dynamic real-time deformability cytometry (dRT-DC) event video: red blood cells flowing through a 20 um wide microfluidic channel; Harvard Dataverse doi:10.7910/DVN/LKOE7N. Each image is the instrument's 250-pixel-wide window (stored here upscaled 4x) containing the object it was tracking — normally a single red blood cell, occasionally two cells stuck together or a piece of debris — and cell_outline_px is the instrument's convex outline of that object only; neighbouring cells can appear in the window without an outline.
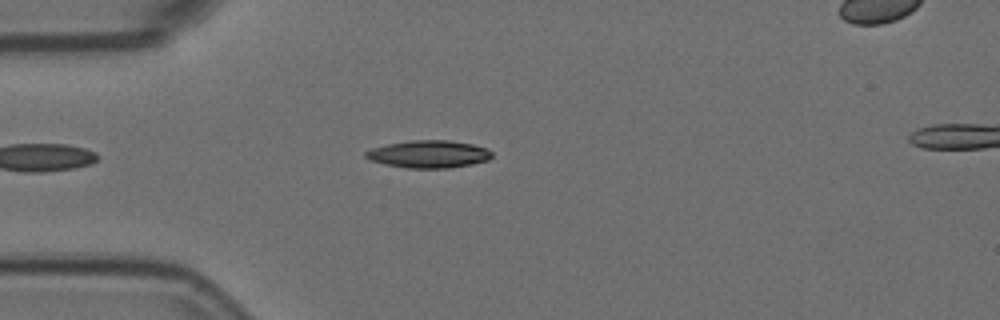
{"species": "Egyptian fruit bat (a non-hibernating species)", "species_latin": "Rousettus aegyptiacus", "temperature_condition": "room temperature", "stored_images_in_passage": 22, "camera_frame_rate_fps": 3000, "um_per_image_px": 0.085, "animal": {"sex": "female"}, "frame": {"image": 1, "passage_image": 7, "time_ms": 2.0, "image_size_px": [1000, 320], "cell_outline_px": [[492, 156], [488, 160], [472, 164], [448, 168], [408, 168], [384, 164], [368, 160], [364, 156], [364, 152], [372, 148], [388, 144], [412, 140], [448, 140], [472, 144], [488, 148], [492, 152]], "centroid_in_image_um": [36.43, 13.1], "position_along_channel_um": 48.6, "area_um2": 20.29}}
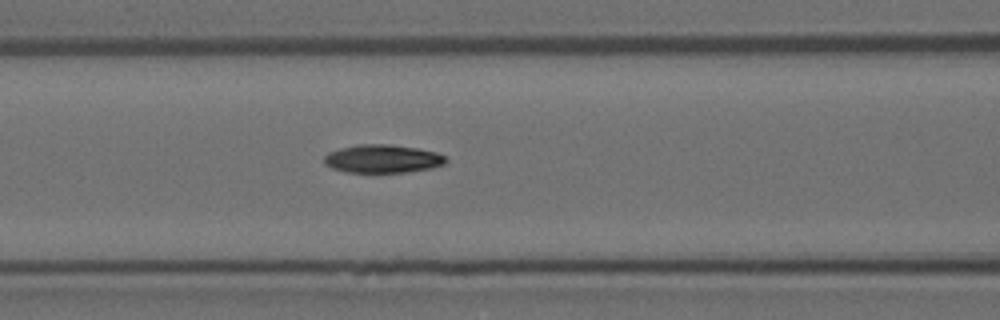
{"frame": {"image": 2, "passage_image": 15, "time_ms": 4.667, "image_size_px": [1000, 320], "cell_outline_px": [[448, 160], [444, 164], [432, 168], [408, 172], [348, 172], [332, 168], [324, 164], [324, 156], [328, 152], [340, 148], [356, 144], [388, 144], [416, 148], [436, 152], [444, 156]], "centroid_in_image_um": [32.51, 13.49], "position_along_channel_um": 134.1, "area_um2": 20.06}}
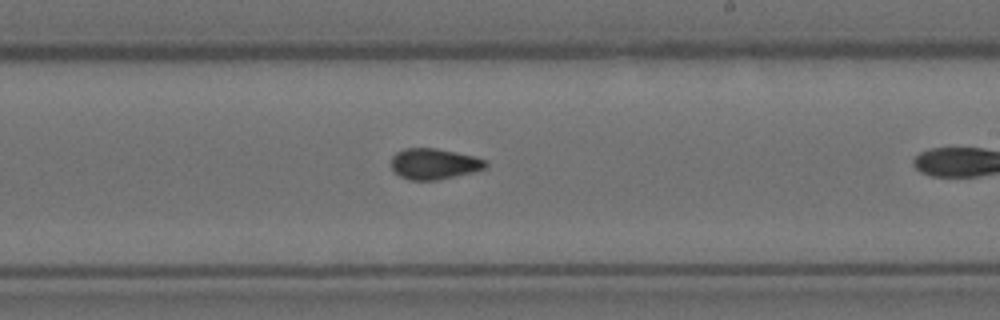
{"frame": {"image": 3, "passage_image": 21, "time_ms": 6.667, "image_size_px": [1000, 320], "cell_outline_px": [[488, 164], [484, 168], [472, 172], [436, 180], [408, 180], [400, 176], [392, 168], [392, 156], [396, 152], [404, 148], [436, 148], [476, 156], [484, 160]], "centroid_in_image_um": [36.88, 13.92], "position_along_channel_um": 252.1, "area_um2": 16.88}}